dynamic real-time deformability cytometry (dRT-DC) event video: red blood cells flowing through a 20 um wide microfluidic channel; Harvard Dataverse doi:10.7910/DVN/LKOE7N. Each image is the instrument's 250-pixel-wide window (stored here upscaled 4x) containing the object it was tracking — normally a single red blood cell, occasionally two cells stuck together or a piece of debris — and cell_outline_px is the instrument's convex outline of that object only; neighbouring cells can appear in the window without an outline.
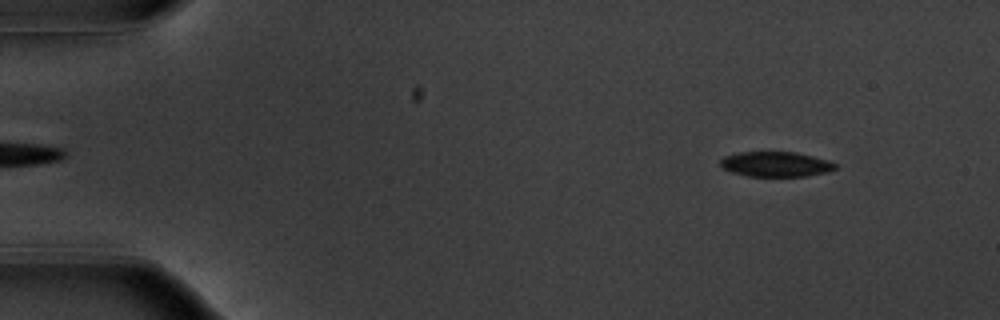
{"species": "common noctule bat (a hibernating species)", "species_latin": "Nyctalus noctula", "temperature_condition": "warm", "stored_images_in_passage": 55, "camera_frame_rate_fps": 3000, "um_per_image_px": 0.085, "animal": {"sex": "male", "body_mass_g": 20.1, "forearm_length_mm": 53.5}, "frame": {"image": 1, "passage_image": 6, "time_ms": 1.667, "image_size_px": [1000, 320], "cell_outline_px": [[836, 168], [824, 172], [804, 176], [748, 176], [732, 172], [724, 168], [720, 164], [720, 160], [724, 156], [736, 152], [796, 152], [828, 160], [836, 164]], "centroid_in_image_um": [65.9, 13.94], "position_along_channel_um": 19.1, "area_um2": 16.59}}
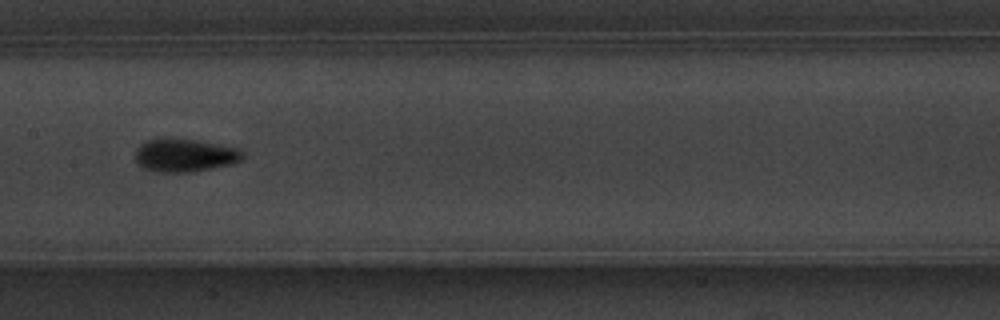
{"frame": {"image": 2, "passage_image": 28, "time_ms": 9.0, "image_size_px": [1000, 320], "cell_outline_px": [[244, 156], [240, 160], [232, 164], [192, 172], [152, 172], [144, 168], [136, 160], [136, 148], [140, 144], [148, 140], [196, 140], [240, 148], [244, 152]], "centroid_in_image_um": [15.74, 13.23], "position_along_channel_um": 191.7, "area_um2": 20.4}}
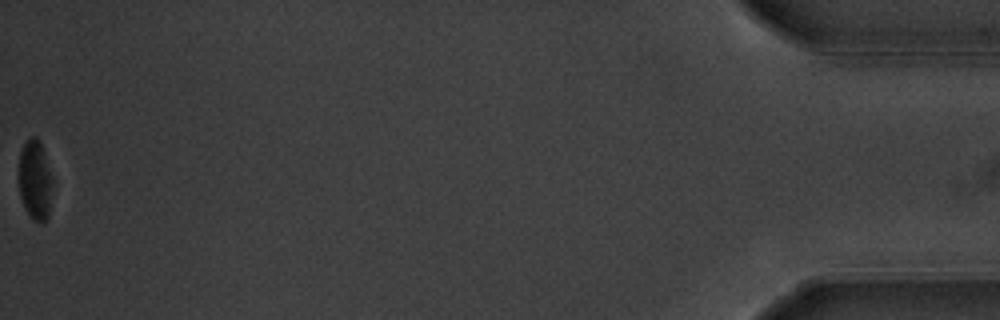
{"frame": {"image": 3, "passage_image": 55, "time_ms": 18.0, "image_size_px": [1000, 320], "cell_outline_px": [[52, 184], [48, 216], [40, 224], [24, 208], [20, 196], [20, 152], [24, 144], [32, 136], [36, 136], [40, 140]], "centroid_in_image_um": [2.97, 15.31], "position_along_channel_um": 432.2, "area_um2": 14.97}, "authors_computed_cell_mechanics": {"area_um2": 18.4382, "velocity_mm_per_s": 3.713, "shape_relaxation_time_tau1_ms": 2.6639, "shape_relaxation_time_tau2_ms": 4.1355, "deformation_change_tau1": 0.1256, "deformation_change_tau2": 0.0882}}